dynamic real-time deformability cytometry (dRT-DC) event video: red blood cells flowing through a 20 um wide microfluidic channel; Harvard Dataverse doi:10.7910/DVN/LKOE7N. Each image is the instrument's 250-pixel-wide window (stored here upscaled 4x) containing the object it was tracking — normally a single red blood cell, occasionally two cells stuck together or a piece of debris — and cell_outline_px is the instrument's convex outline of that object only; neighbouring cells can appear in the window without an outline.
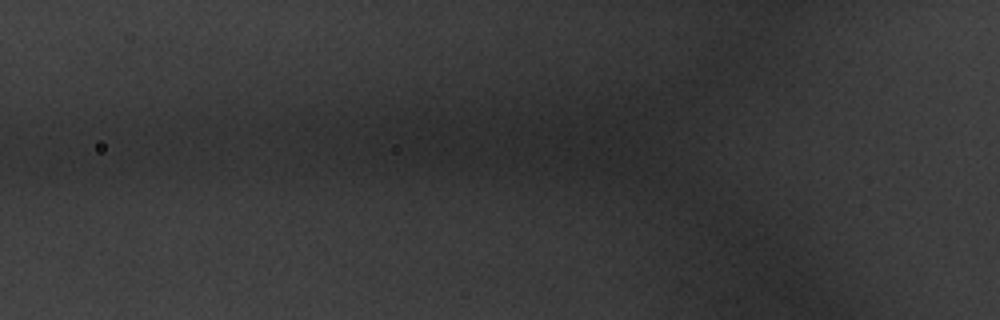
{"species": "common noctule bat (a hibernating species)", "species_latin": "Nyctalus noctula", "temperature_condition": "warm", "stored_images_in_passage": 2, "camera_frame_rate_fps": 3000, "um_per_image_px": 0.085, "animal": {"sex": "male", "body_mass_g": 20.1, "forearm_length_mm": 53.5}, "frame": {"image": 1, "passage_image": 2, "time_ms": 0.333, "image_size_px": [1000, 320], "cell_outline_px": [[620, 172], [616, 172], [592, 168], [564, 140], [568, 136], [616, 128], [620, 136]], "centroid_in_image_um": [50.86, 12.65], "position_along_channel_um": 74.9, "area_um2": 12.02}}